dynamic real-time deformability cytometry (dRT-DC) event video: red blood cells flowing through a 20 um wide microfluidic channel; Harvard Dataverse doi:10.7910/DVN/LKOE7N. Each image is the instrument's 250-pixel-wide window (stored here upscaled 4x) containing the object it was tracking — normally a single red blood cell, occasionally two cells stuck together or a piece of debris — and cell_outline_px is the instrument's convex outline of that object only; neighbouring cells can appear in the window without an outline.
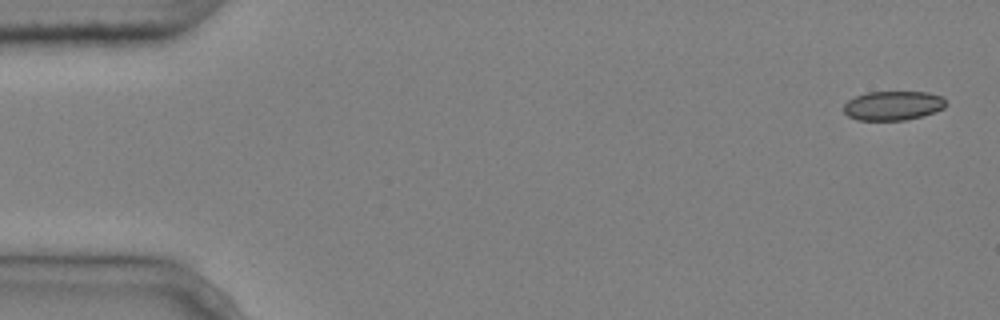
{"species": "common noctule bat (a hibernating species)", "species_latin": "Nyctalus noctula", "temperature_condition": "cold", "stored_images_in_passage": 12, "camera_frame_rate_fps": 3000, "um_per_image_px": 0.085, "animal": {"sex": "male", "body_mass_g": 20.4}, "frame": {"image": 1, "passage_image": 1, "time_ms": 0.0, "image_size_px": [1000, 320], "cell_outline_px": [[948, 104], [944, 108], [936, 112], [924, 116], [904, 120], [856, 120], [848, 116], [844, 112], [844, 104], [848, 100], [856, 96], [868, 92], [928, 92], [944, 96]], "centroid_in_image_um": [75.96, 8.98], "position_along_channel_um": 9.0, "area_um2": 17.69}}
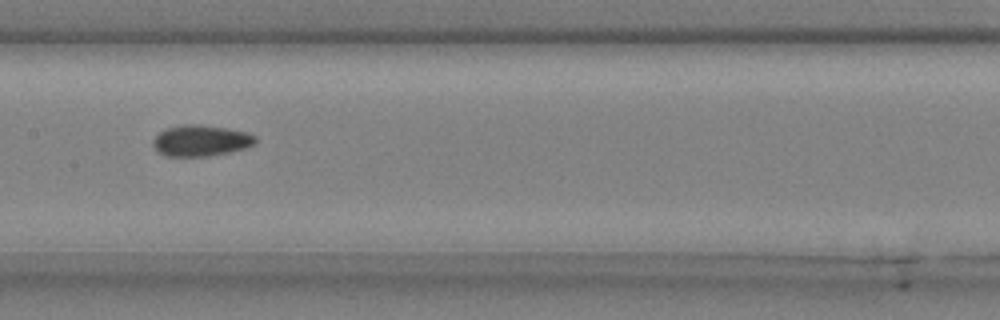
{"frame": {"image": 2, "passage_image": 7, "time_ms": 2.0, "image_size_px": [1000, 320], "cell_outline_px": [[256, 144], [244, 148], [228, 152], [208, 156], [168, 156], [156, 152], [152, 144], [152, 140], [160, 132], [168, 128], [184, 124], [200, 124], [228, 128], [248, 132], [256, 136]], "centroid_in_image_um": [17.07, 11.95], "position_along_channel_um": 190.3, "area_um2": 18.67}}
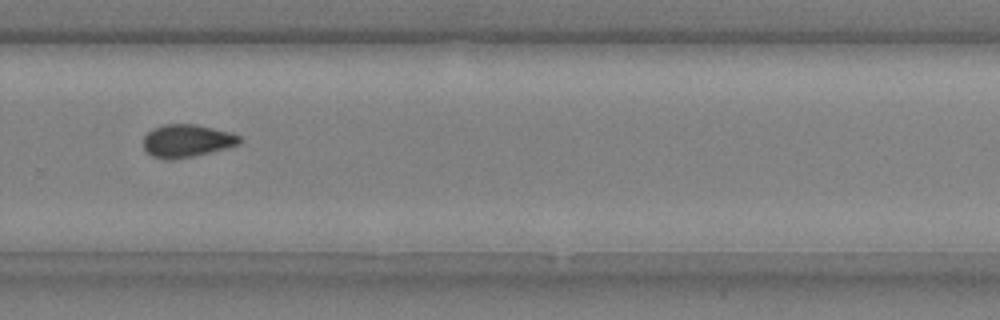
{"frame": {"image": 3, "passage_image": 10, "time_ms": 3.0, "image_size_px": [1000, 320], "cell_outline_px": [[240, 144], [192, 156], [172, 160], [164, 160], [152, 156], [144, 148], [144, 136], [152, 128], [164, 124], [196, 124], [232, 132], [240, 136]], "centroid_in_image_um": [15.86, 11.96], "position_along_channel_um": 313.9, "area_um2": 18.32}}